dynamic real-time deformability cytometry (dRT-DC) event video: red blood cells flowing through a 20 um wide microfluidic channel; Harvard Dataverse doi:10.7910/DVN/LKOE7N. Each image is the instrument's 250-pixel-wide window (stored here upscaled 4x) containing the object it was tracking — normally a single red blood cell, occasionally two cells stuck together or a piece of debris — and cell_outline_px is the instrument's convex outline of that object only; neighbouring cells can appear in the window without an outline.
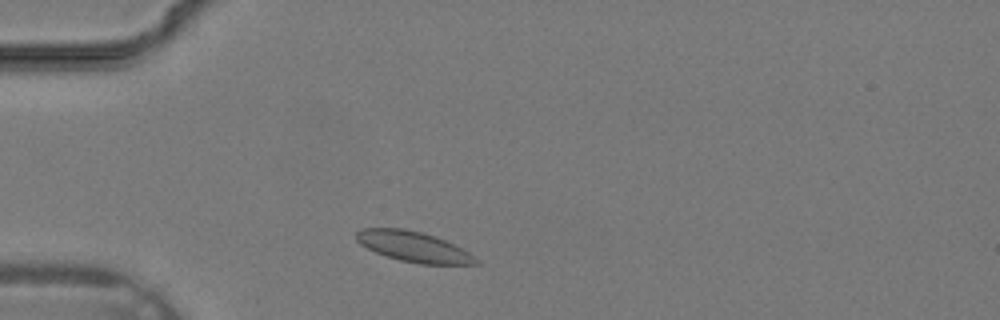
{"species": "common noctule bat (a hibernating species)", "species_latin": "Nyctalus noctula", "temperature_condition": "warm", "stored_images_in_passage": 29, "camera_frame_rate_fps": 3000, "um_per_image_px": 0.085, "animal": {"sex": "male", "body_mass_g": 19.2, "forearm_length_mm": 51.8}, "frame": {"image": 1, "passage_image": 3, "time_ms": 0.667, "image_size_px": [1000, 320], "cell_outline_px": [[480, 264], [420, 264], [400, 260], [376, 252], [360, 244], [356, 240], [356, 232], [360, 228], [404, 228], [436, 236], [468, 252]], "centroid_in_image_um": [35.1, 20.95], "position_along_channel_um": 49.9, "area_um2": 20.81}}
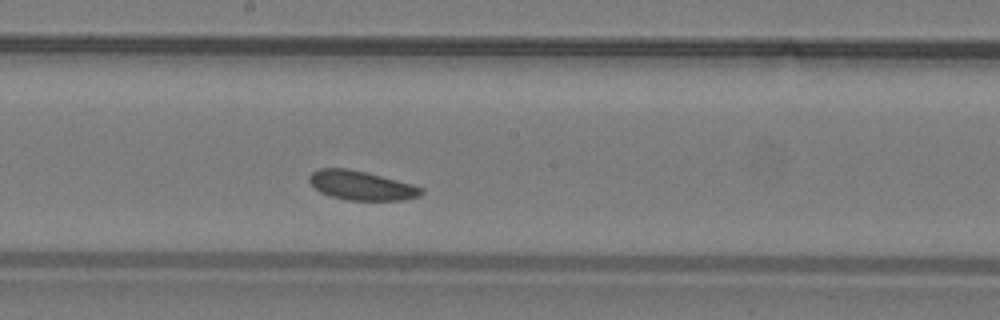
{"frame": {"image": 2, "passage_image": 13, "time_ms": 4.0, "image_size_px": [1000, 320], "cell_outline_px": [[424, 192], [420, 196], [404, 200], [348, 200], [332, 196], [320, 192], [308, 180], [308, 176], [312, 172], [320, 168], [348, 168], [412, 184], [424, 188]], "centroid_in_image_um": [30.72, 15.77], "position_along_channel_um": 217.5, "area_um2": 18.9}}
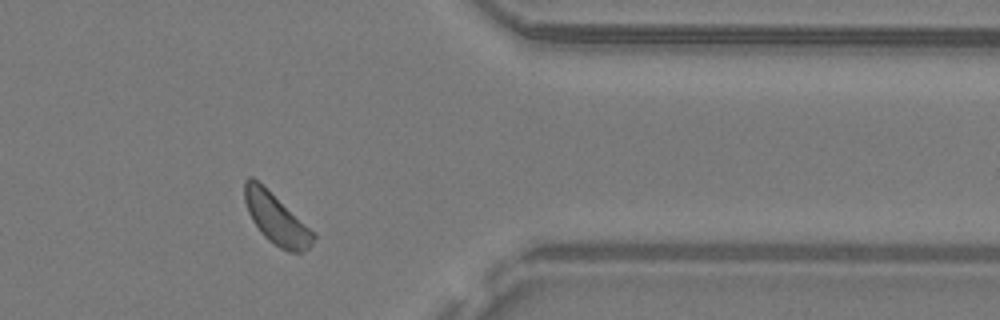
{"frame": {"image": 3, "passage_image": 23, "time_ms": 7.333, "image_size_px": [1000, 320], "cell_outline_px": [[316, 236], [312, 244], [304, 252], [288, 252], [280, 248], [268, 240], [260, 232], [252, 220], [248, 212], [244, 200], [244, 180], [248, 176], [252, 176], [316, 232]], "centroid_in_image_um": [23.49, 18.61], "position_along_channel_um": 387.9, "area_um2": 20.35}}